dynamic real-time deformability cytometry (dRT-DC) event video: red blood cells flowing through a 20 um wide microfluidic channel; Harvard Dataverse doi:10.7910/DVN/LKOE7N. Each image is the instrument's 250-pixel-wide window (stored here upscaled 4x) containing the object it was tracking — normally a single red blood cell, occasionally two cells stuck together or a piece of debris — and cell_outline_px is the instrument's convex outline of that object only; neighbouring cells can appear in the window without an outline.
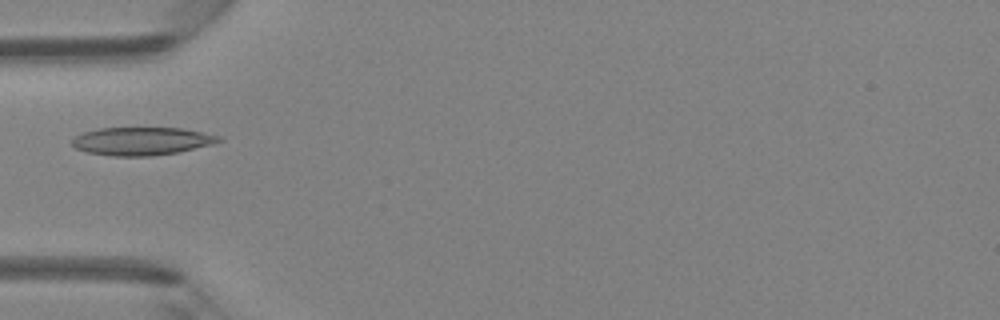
{"species": "Egyptian fruit bat (a non-hibernating species)", "species_latin": "Rousettus aegyptiacus", "temperature_condition": "room temperature", "stored_images_in_passage": 5, "camera_frame_rate_fps": 3000, "um_per_image_px": 0.085, "animal": {"sex": "female"}, "frame": {"image": 1, "passage_image": 5, "time_ms": 4.667, "image_size_px": [1000, 320], "cell_outline_px": [[224, 140], [212, 144], [176, 152], [152, 156], [112, 156], [88, 152], [76, 148], [72, 144], [72, 140], [76, 136], [84, 132], [100, 128], [180, 128], [220, 136]], "centroid_in_image_um": [12.04, 12.0], "position_along_channel_um": 73.0, "area_um2": 23.64}}